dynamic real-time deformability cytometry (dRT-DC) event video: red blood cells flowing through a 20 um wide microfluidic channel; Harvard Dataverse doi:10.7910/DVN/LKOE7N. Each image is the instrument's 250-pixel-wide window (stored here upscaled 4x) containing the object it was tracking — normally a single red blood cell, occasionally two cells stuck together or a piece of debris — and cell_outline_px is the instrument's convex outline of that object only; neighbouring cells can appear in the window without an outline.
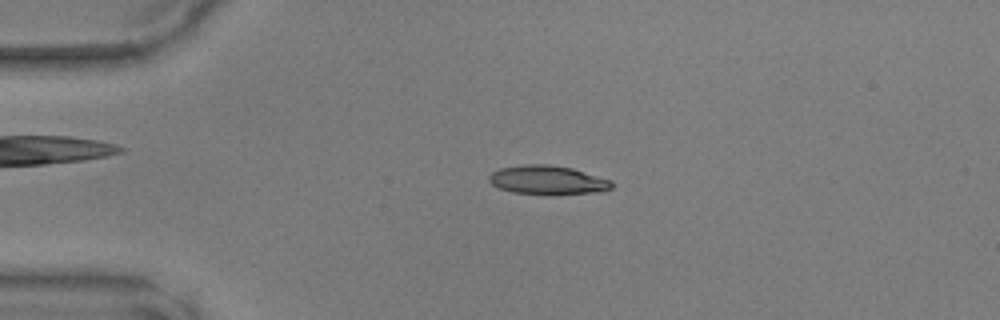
{"species": "common noctule bat (a hibernating species)", "species_latin": "Nyctalus noctula", "temperature_condition": "warm", "stored_images_in_passage": 48, "camera_frame_rate_fps": 3000, "um_per_image_px": 0.085, "animal": {"sex": "male", "body_mass_g": 17.9, "forearm_length_mm": 54.2}, "frame": {"image": 1, "passage_image": 11, "time_ms": 3.333, "image_size_px": [1000, 320], "cell_outline_px": [[612, 188], [596, 192], [512, 192], [500, 188], [492, 184], [488, 180], [488, 176], [492, 172], [500, 168], [524, 164], [548, 164], [572, 168], [612, 180]], "centroid_in_image_um": [46.51, 15.25], "position_along_channel_um": 38.5, "area_um2": 19.83}}
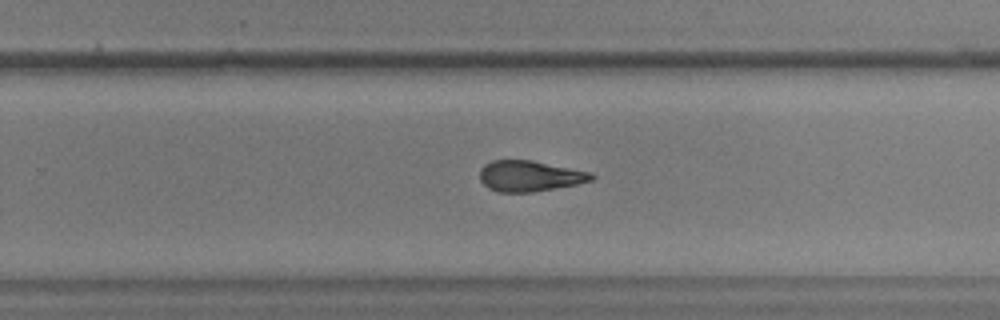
{"frame": {"image": 2, "passage_image": 31, "time_ms": 10.0, "image_size_px": [1000, 320], "cell_outline_px": [[596, 176], [592, 180], [576, 184], [556, 188], [532, 192], [496, 192], [488, 188], [480, 180], [480, 168], [484, 164], [492, 160], [532, 160], [592, 172]], "centroid_in_image_um": [45.01, 14.96], "position_along_channel_um": 284.8, "area_um2": 20.17}}
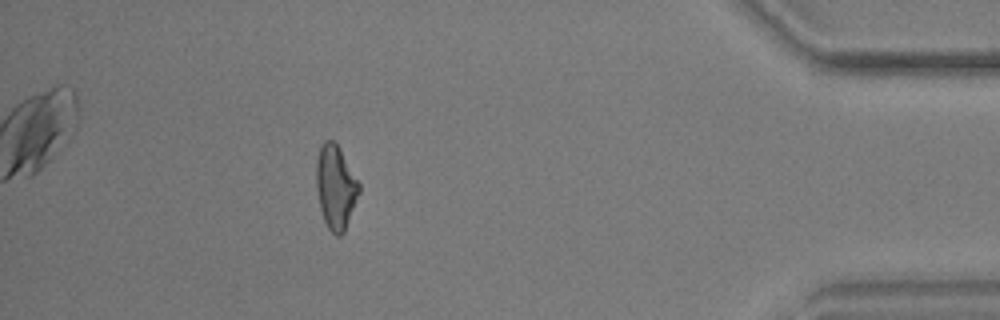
{"frame": {"image": 3, "passage_image": 43, "time_ms": 14.0, "image_size_px": [1000, 320], "cell_outline_px": [[360, 192], [344, 232], [340, 236], [336, 236], [328, 228], [324, 220], [320, 208], [316, 188], [316, 160], [320, 144], [324, 140], [332, 140], [340, 148], [360, 184]], "centroid_in_image_um": [28.52, 15.89], "position_along_channel_um": 406.7, "area_um2": 20.98}}